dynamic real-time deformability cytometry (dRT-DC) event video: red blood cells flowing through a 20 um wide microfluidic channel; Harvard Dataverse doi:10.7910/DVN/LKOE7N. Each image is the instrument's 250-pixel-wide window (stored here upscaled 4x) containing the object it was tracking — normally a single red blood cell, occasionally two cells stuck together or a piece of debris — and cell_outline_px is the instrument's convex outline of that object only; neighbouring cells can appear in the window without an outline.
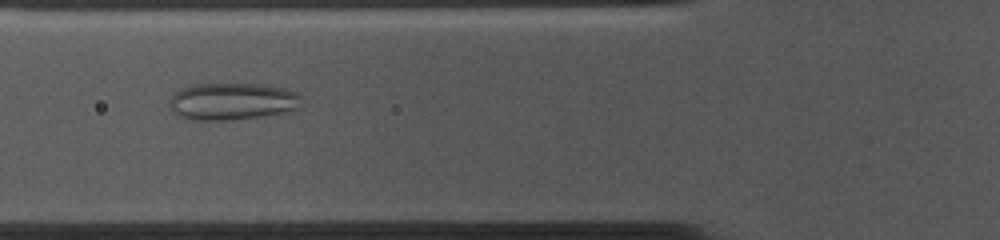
{"species": "common noctule bat (a hibernating species)", "species_latin": "Nyctalus noctula", "temperature_condition": "cold", "stored_images_in_passage": 53, "camera_frame_rate_fps": 3000, "um_per_image_px": 0.085, "animal": {"sex": "female", "body_mass_g": 10.0, "forearm_length_mm": 53.1}, "frame": {"image": 1, "passage_image": 18, "time_ms": 5.667, "image_size_px": [1000, 240], "cell_outline_px": [[300, 108], [284, 112], [264, 116], [232, 120], [192, 120], [176, 116], [172, 112], [168, 104], [168, 100], [180, 88], [192, 84], [264, 84], [284, 88], [296, 92], [300, 96]], "centroid_in_image_um": [19.7, 8.62], "position_along_channel_um": 106.1, "area_um2": 28.96}}
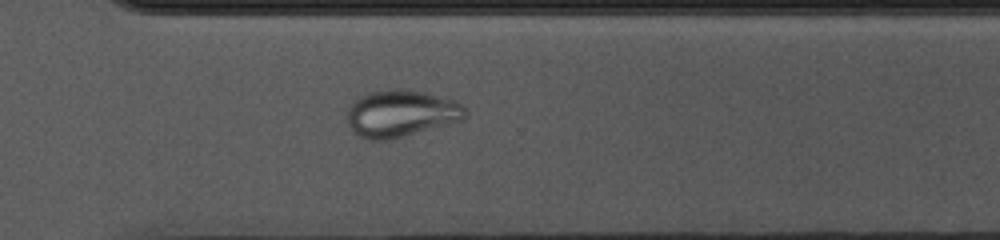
{"frame": {"image": 2, "passage_image": 37, "time_ms": 12.0, "image_size_px": [1000, 240], "cell_outline_px": [[468, 116], [464, 120], [404, 136], [384, 140], [368, 140], [360, 136], [348, 124], [344, 116], [352, 100], [368, 92], [392, 88], [400, 88], [428, 92], [456, 100], [464, 108]], "centroid_in_image_um": [34.08, 9.62], "position_along_channel_um": 336.5, "area_um2": 32.83}}
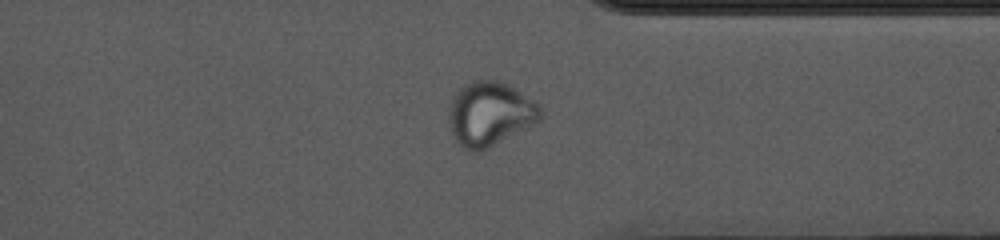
{"frame": {"image": 3, "passage_image": 40, "time_ms": 13.0, "image_size_px": [1000, 240], "cell_outline_px": [[544, 116], [540, 120], [488, 148], [480, 152], [476, 152], [464, 148], [456, 140], [452, 132], [448, 120], [448, 116], [452, 100], [456, 92], [460, 88], [472, 80], [496, 80], [508, 84], [540, 104]], "centroid_in_image_um": [41.66, 9.66], "position_along_channel_um": 369.7, "area_um2": 34.04}}